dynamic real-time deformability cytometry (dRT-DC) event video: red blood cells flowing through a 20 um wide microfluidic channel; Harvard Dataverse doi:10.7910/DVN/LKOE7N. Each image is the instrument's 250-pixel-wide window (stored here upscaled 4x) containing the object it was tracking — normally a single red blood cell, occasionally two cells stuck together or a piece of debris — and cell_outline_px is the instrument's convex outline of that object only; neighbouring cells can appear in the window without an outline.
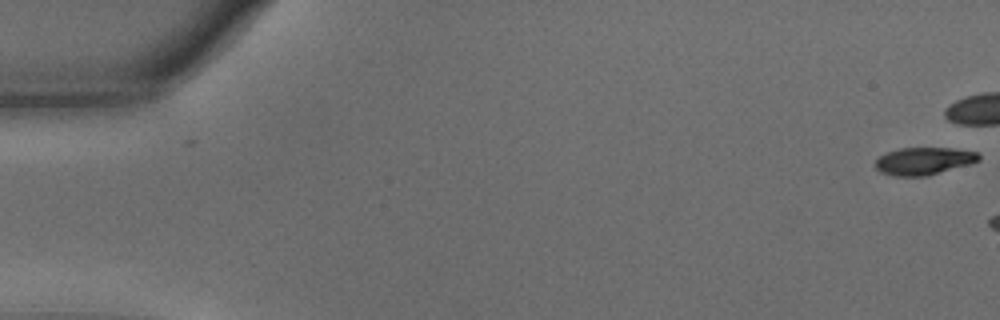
{"species": "common noctule bat (a hibernating species)", "species_latin": "Nyctalus noctula", "temperature_condition": "warm", "stored_images_in_passage": 8, "camera_frame_rate_fps": 3000, "um_per_image_px": 0.085, "animal": {"sex": "male", "body_mass_g": 15.6}, "frame": {"image": 1, "passage_image": 1, "time_ms": 0.0, "image_size_px": [1000, 320], "cell_outline_px": [[980, 160], [972, 164], [928, 176], [892, 176], [880, 172], [876, 168], [876, 160], [880, 156], [888, 152], [900, 148], [952, 148], [976, 152], [980, 156]], "centroid_in_image_um": [78.55, 13.7], "position_along_channel_um": 6.5, "area_um2": 16.65}}